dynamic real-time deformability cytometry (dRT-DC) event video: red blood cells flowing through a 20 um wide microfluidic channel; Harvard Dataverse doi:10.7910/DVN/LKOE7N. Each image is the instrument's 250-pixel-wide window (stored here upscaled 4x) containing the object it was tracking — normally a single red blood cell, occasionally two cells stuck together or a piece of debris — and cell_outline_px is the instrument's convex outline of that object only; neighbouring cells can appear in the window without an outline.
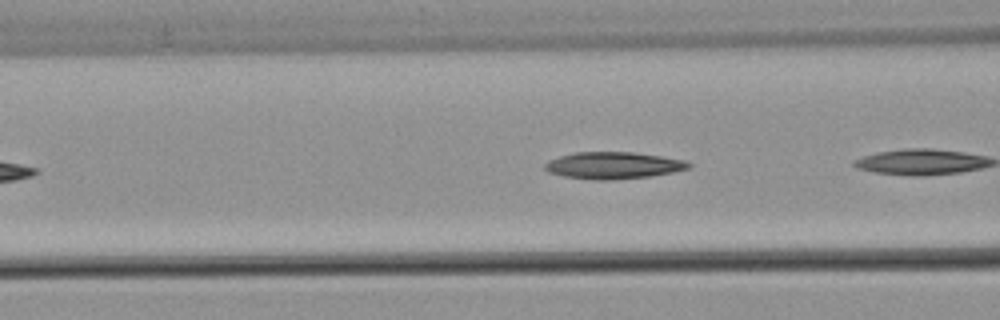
{"species": "common noctule bat (a hibernating species)", "species_latin": "Nyctalus noctula", "temperature_condition": "warm", "stored_images_in_passage": 4, "camera_frame_rate_fps": 3000, "um_per_image_px": 0.085, "animal": {"sex": "male", "body_mass_g": 21.5, "forearm_length_mm": 52.0}, "frame": {"image": 1, "passage_image": 3, "time_ms": 0.667, "image_size_px": [1000, 320], "cell_outline_px": [[692, 164], [688, 168], [672, 172], [648, 176], [612, 180], [596, 180], [564, 176], [548, 172], [544, 168], [544, 164], [548, 160], [560, 156], [576, 152], [632, 152], [660, 156], [684, 160]], "centroid_in_image_um": [52.09, 14.06], "position_along_channel_um": 114.5, "area_um2": 22.31}}